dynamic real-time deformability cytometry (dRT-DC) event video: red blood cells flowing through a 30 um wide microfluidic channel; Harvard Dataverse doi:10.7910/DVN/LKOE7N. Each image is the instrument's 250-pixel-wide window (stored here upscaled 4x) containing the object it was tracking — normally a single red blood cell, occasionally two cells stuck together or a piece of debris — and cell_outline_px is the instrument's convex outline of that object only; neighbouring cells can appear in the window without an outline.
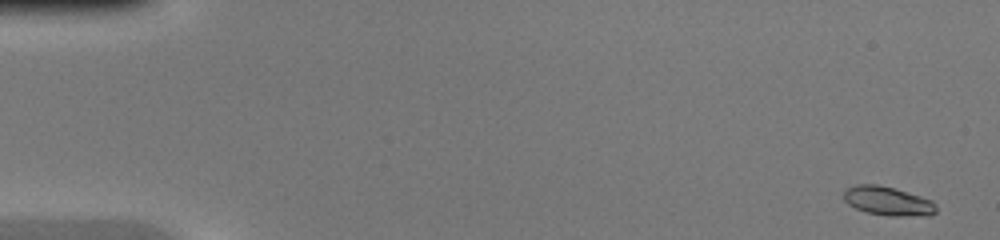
{"species": "common noctule bat (a hibernating species)", "species_latin": "Nyctalus noctula", "temperature_condition": "warm", "stored_images_in_passage": 46, "camera_frame_rate_fps": 3000, "um_per_image_px": 0.085, "animal": {"sex": "female", "body_mass_g": 20.0, "forearm_length_mm": 54.0}, "frame": {"image": 1, "passage_image": 1, "time_ms": 0.0, "image_size_px": [1000, 240], "cell_outline_px": [[936, 212], [928, 216], [888, 216], [868, 212], [856, 208], [848, 204], [844, 200], [844, 188], [856, 184], [876, 184], [892, 188], [920, 196], [932, 200], [936, 204]], "centroid_in_image_um": [75.46, 17.09], "position_along_channel_um": 9.5, "area_um2": 15.61}}
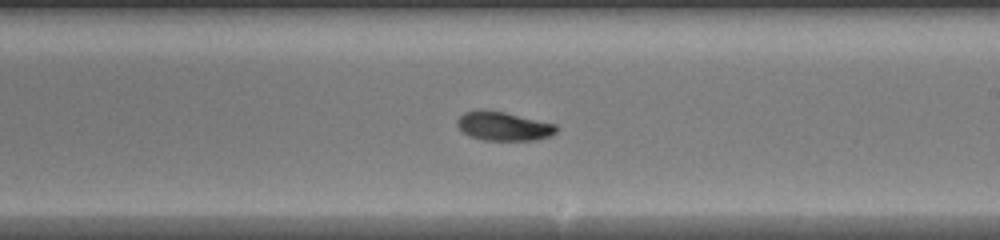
{"frame": {"image": 2, "passage_image": 27, "time_ms": 8.667, "image_size_px": [1000, 240], "cell_outline_px": [[556, 132], [548, 136], [536, 140], [484, 140], [468, 136], [456, 124], [456, 120], [464, 112], [480, 108], [484, 108], [504, 112], [556, 124]], "centroid_in_image_um": [42.74, 10.71], "position_along_channel_um": 246.3, "area_um2": 16.76}}
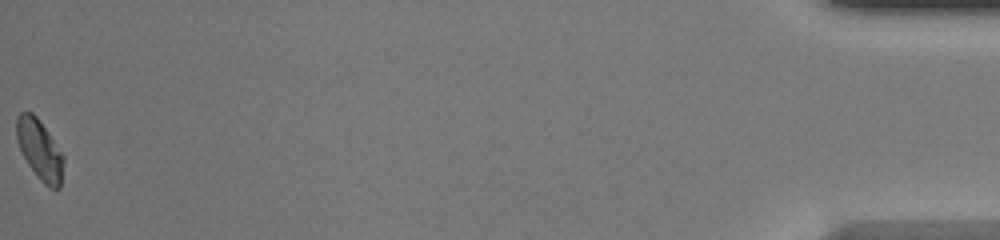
{"frame": {"image": 3, "passage_image": 46, "time_ms": 15.0, "image_size_px": [1000, 240], "cell_outline_px": [[64, 160], [60, 188], [48, 188], [40, 180], [28, 164], [20, 148], [16, 136], [16, 120], [20, 112], [32, 112], [40, 120], [64, 156]], "centroid_in_image_um": [3.38, 12.73], "position_along_channel_um": 431.8, "area_um2": 16.3}}